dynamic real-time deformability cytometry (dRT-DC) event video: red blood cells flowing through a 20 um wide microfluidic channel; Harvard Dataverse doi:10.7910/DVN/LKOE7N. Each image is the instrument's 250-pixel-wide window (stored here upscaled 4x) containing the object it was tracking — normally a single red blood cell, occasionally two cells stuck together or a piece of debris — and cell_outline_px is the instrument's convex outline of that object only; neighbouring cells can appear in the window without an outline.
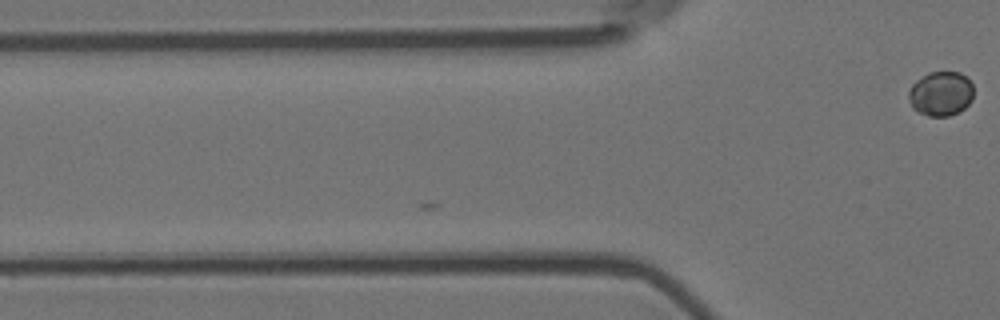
{"species": "Egyptian fruit bat (a non-hibernating species)", "species_latin": "Rousettus aegyptiacus", "temperature_condition": "room temperature", "stored_images_in_passage": 2, "camera_frame_rate_fps": 3000, "um_per_image_px": 0.085, "animal": {"sex": "female"}, "frame": {"image": 1, "passage_image": 2, "time_ms": 0.333, "image_size_px": [1000, 320], "cell_outline_px": [[972, 100], [960, 112], [948, 116], [928, 116], [912, 108], [908, 96], [908, 92], [912, 84], [916, 80], [928, 72], [960, 72], [972, 84]], "centroid_in_image_um": [79.95, 7.96], "position_along_channel_um": 45.8, "area_um2": 16.82}}